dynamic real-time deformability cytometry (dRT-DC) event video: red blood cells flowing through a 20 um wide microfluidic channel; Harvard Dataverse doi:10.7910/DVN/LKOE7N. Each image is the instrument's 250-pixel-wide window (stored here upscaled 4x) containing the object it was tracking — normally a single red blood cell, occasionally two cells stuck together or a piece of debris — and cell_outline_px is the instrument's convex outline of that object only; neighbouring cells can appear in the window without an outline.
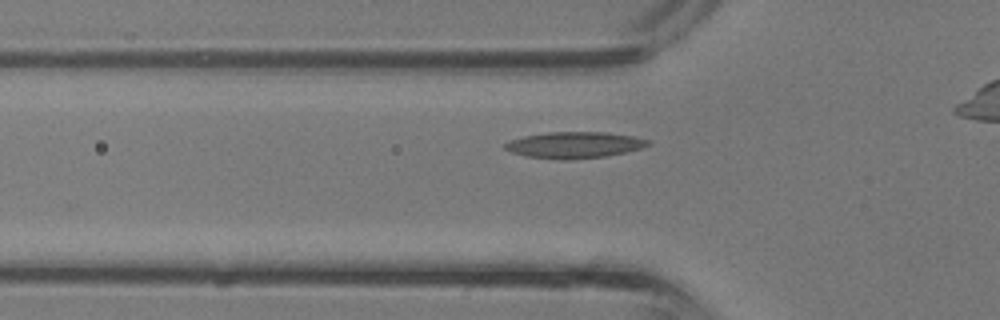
{"species": "common noctule bat (a hibernating species)", "species_latin": "Nyctalus noctula", "temperature_condition": "room temperature", "stored_images_in_passage": 23, "camera_frame_rate_fps": 3000, "um_per_image_px": 0.085, "animal": {"sex": "male", "body_mass_g": 13.3}, "frame": {"image": 1, "passage_image": 4, "time_ms": 1.0, "image_size_px": [1000, 320], "cell_outline_px": [[652, 144], [640, 148], [624, 152], [604, 156], [568, 160], [560, 160], [524, 156], [512, 152], [504, 148], [504, 144], [512, 140], [524, 136], [548, 132], [604, 132], [632, 136], [652, 140]], "centroid_in_image_um": [48.83, 12.32], "position_along_channel_um": 77.0, "area_um2": 21.85}}
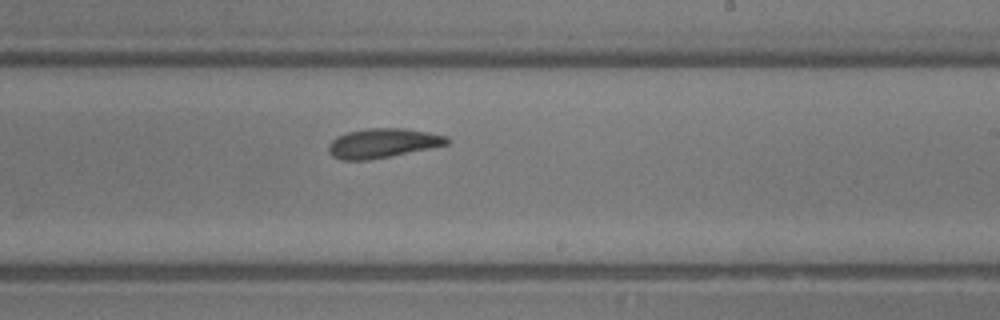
{"frame": {"image": 2, "passage_image": 14, "time_ms": 4.333, "image_size_px": [1000, 320], "cell_outline_px": [[448, 144], [368, 160], [340, 160], [332, 156], [328, 152], [328, 144], [336, 136], [348, 132], [368, 128], [404, 128], [428, 132], [448, 136]], "centroid_in_image_um": [32.47, 12.16], "position_along_channel_um": 256.5, "area_um2": 20.11}}
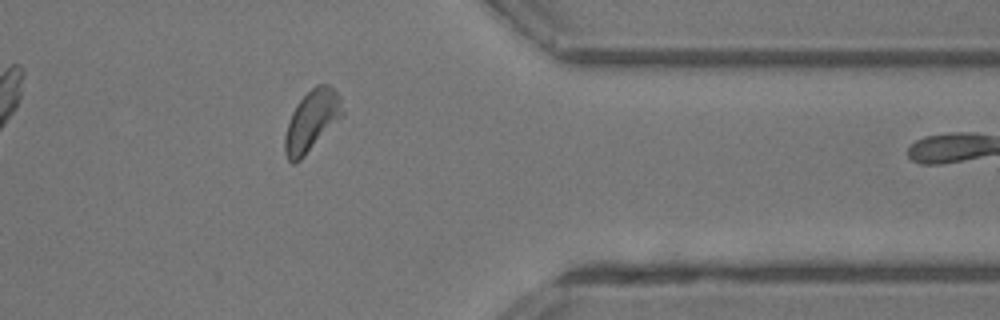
{"frame": {"image": 3, "passage_image": 22, "time_ms": 7.0, "image_size_px": [1000, 320], "cell_outline_px": [[344, 116], [300, 160], [292, 164], [288, 160], [284, 152], [284, 136], [288, 120], [296, 104], [316, 84], [328, 84], [340, 96], [344, 112]], "centroid_in_image_um": [26.5, 10.27], "position_along_channel_um": 384.9, "area_um2": 20.58}}